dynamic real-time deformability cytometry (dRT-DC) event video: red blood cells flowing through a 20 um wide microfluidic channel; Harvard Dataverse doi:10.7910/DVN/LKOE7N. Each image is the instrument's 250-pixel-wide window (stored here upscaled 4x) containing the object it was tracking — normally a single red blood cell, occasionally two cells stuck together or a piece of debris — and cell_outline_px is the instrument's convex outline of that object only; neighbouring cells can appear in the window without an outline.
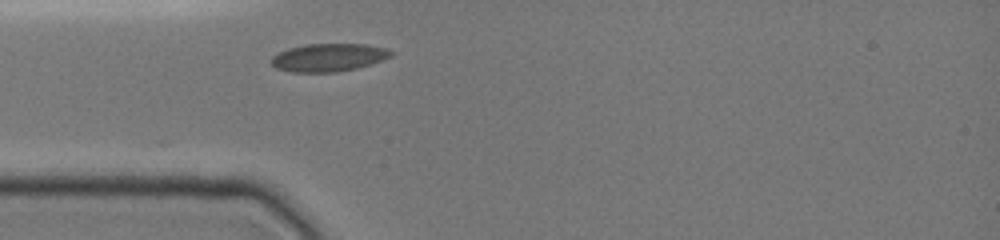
{"species": "common noctule bat (a hibernating species)", "species_latin": "Nyctalus noctula", "temperature_condition": "cold", "stored_images_in_passage": 23, "camera_frame_rate_fps": 3000, "um_per_image_px": 0.085, "animal": {"sex": "female", "body_mass_g": 19.0, "forearm_length_mm": 51.5}, "frame": {"image": 1, "passage_image": 1, "time_ms": 0.0, "image_size_px": [1000, 240], "cell_outline_px": [[396, 52], [392, 56], [372, 64], [356, 68], [336, 72], [292, 72], [276, 68], [268, 60], [276, 52], [288, 48], [304, 44], [368, 44], [384, 48]], "centroid_in_image_um": [27.91, 4.88], "position_along_channel_um": 57.1, "area_um2": 19.77}}
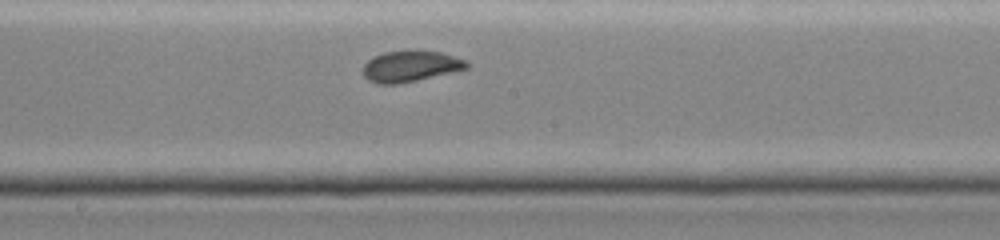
{"frame": {"image": 2, "passage_image": 17, "time_ms": 4.0, "image_size_px": [1000, 240], "cell_outline_px": [[468, 68], [416, 80], [396, 84], [376, 84], [368, 80], [364, 76], [364, 64], [372, 56], [384, 52], [440, 52], [464, 60], [468, 64]], "centroid_in_image_um": [34.82, 5.65], "position_along_channel_um": 213.4, "area_um2": 18.09}}
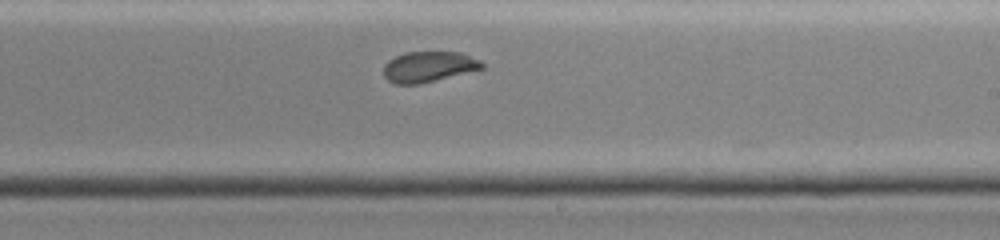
{"frame": {"image": 3, "passage_image": 21, "time_ms": 5.0, "image_size_px": [1000, 240], "cell_outline_px": [[484, 68], [420, 84], [392, 84], [384, 76], [384, 64], [388, 60], [404, 52], [460, 52], [480, 60], [484, 64]], "centroid_in_image_um": [36.41, 5.67], "position_along_channel_um": 252.6, "area_um2": 17.57}}